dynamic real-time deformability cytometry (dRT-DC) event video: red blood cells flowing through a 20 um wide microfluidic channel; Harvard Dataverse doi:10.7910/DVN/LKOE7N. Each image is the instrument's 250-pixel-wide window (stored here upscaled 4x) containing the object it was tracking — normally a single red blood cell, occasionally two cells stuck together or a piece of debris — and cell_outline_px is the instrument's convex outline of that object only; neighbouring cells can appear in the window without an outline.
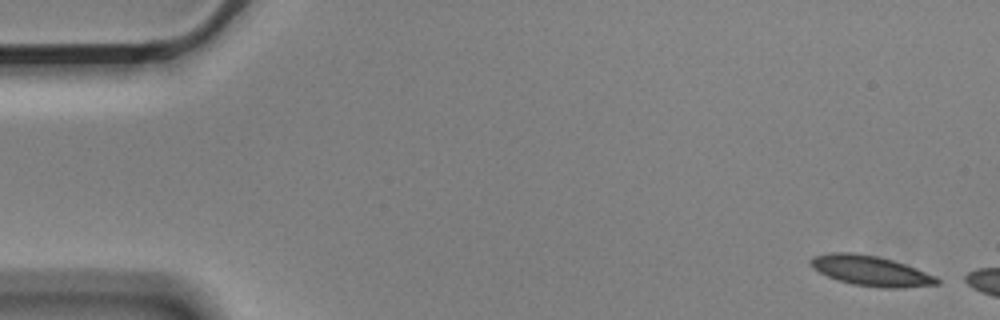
{"species": "Egyptian fruit bat (a non-hibernating species)", "species_latin": "Rousettus aegyptiacus", "temperature_condition": "cold", "stored_images_in_passage": 4, "camera_frame_rate_fps": 3000, "um_per_image_px": 0.085, "animal": {"sex": "male"}, "frame": {"image": 1, "passage_image": 1, "time_ms": 0.0, "image_size_px": [1000, 320], "cell_outline_px": [[940, 284], [904, 288], [884, 288], [852, 284], [828, 276], [812, 268], [808, 264], [808, 260], [816, 256], [828, 252], [852, 252], [876, 256], [892, 260], [916, 268], [936, 276], [940, 280]], "centroid_in_image_um": [74.02, 23.02], "position_along_channel_um": 11.0, "area_um2": 22.2}}